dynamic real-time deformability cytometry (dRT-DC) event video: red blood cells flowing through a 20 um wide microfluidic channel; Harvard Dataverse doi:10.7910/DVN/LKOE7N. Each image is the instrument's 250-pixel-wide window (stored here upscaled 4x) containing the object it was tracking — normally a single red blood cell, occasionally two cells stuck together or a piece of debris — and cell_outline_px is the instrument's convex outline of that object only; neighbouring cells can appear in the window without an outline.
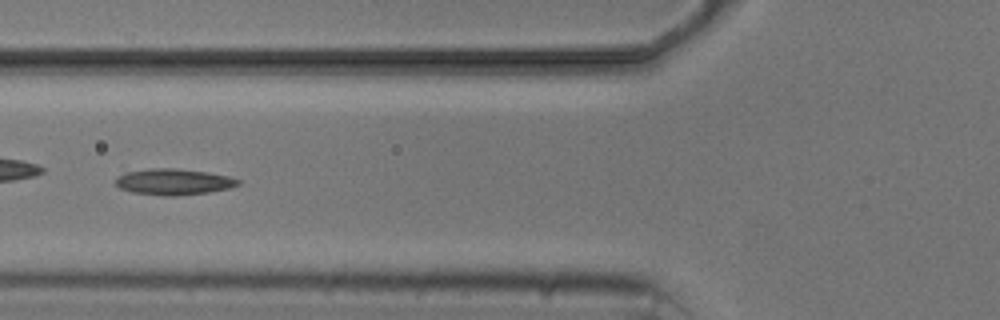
{"species": "common noctule bat (a hibernating species)", "species_latin": "Nyctalus noctula", "temperature_condition": "cold", "stored_images_in_passage": 5, "camera_frame_rate_fps": 3000, "um_per_image_px": 0.085, "animal": {"sex": "male", "body_mass_g": 20.5, "forearm_length_mm": 52.5}, "frame": {"image": 1, "passage_image": 3, "time_ms": 2.0, "image_size_px": [1000, 320], "cell_outline_px": [[240, 184], [228, 188], [208, 192], [176, 196], [164, 196], [132, 192], [120, 188], [116, 184], [116, 176], [124, 172], [148, 168], [176, 168], [204, 172], [228, 176], [240, 180]], "centroid_in_image_um": [14.71, 15.45], "position_along_channel_um": 111.1, "area_um2": 18.61}}
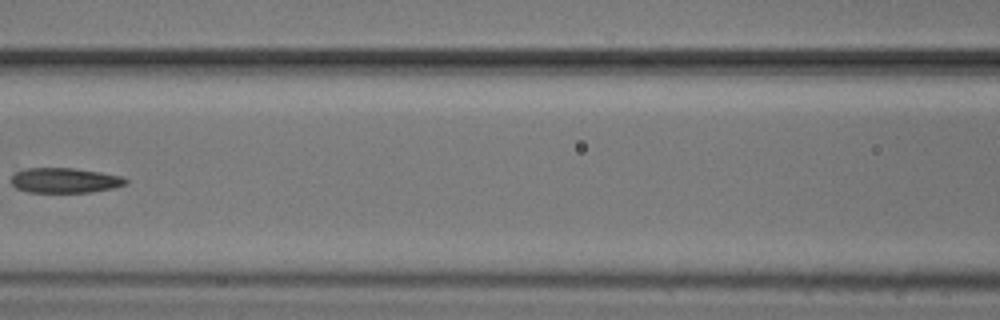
{"frame": {"image": 2, "passage_image": 4, "time_ms": 3.333, "image_size_px": [1000, 320], "cell_outline_px": [[128, 184], [112, 188], [92, 192], [28, 192], [16, 188], [12, 184], [12, 176], [16, 172], [28, 168], [72, 168], [100, 172], [120, 176], [128, 180]], "centroid_in_image_um": [5.52, 15.33], "position_along_channel_um": 161.1, "area_um2": 16.59}}
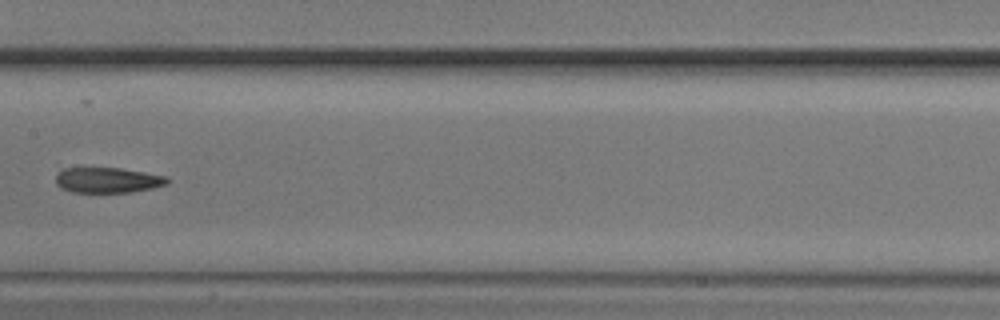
{"frame": {"image": 3, "passage_image": 5, "time_ms": 4.333, "image_size_px": [1000, 320], "cell_outline_px": [[168, 184], [152, 188], [132, 192], [72, 192], [60, 188], [56, 184], [56, 176], [64, 168], [120, 168], [168, 176]], "centroid_in_image_um": [9.16, 15.31], "position_along_channel_um": 198.2, "area_um2": 16.47}}